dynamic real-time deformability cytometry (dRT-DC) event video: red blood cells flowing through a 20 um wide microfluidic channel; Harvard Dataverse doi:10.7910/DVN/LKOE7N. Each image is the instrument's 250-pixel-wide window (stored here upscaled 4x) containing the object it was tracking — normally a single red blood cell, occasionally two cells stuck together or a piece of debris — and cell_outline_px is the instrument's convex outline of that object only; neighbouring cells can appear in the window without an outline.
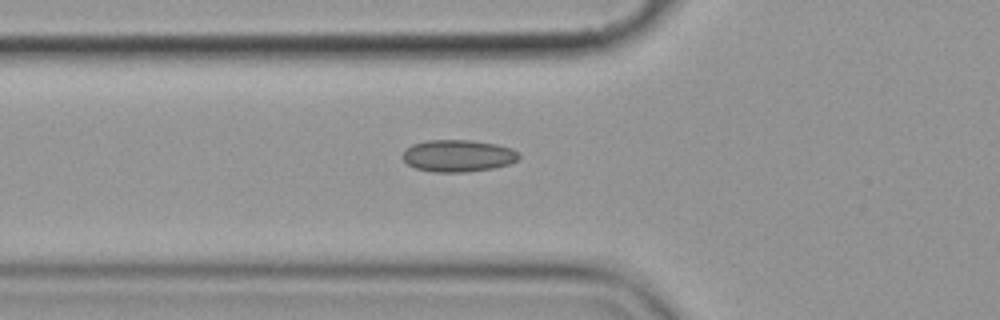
{"species": "common noctule bat (a hibernating species)", "species_latin": "Nyctalus noctula", "temperature_condition": "cold", "stored_images_in_passage": 4, "camera_frame_rate_fps": 3000, "um_per_image_px": 0.085, "animal": {"sex": "female", "body_mass_g": 19.9}, "frame": {"image": 1, "passage_image": 4, "time_ms": 4.333, "image_size_px": [1000, 320], "cell_outline_px": [[520, 156], [516, 160], [508, 164], [492, 168], [468, 172], [436, 172], [416, 168], [408, 164], [404, 160], [404, 152], [412, 144], [428, 140], [472, 140], [496, 144], [512, 148], [520, 152]], "centroid_in_image_um": [38.97, 13.23], "position_along_channel_um": 86.8, "area_um2": 21.56}}